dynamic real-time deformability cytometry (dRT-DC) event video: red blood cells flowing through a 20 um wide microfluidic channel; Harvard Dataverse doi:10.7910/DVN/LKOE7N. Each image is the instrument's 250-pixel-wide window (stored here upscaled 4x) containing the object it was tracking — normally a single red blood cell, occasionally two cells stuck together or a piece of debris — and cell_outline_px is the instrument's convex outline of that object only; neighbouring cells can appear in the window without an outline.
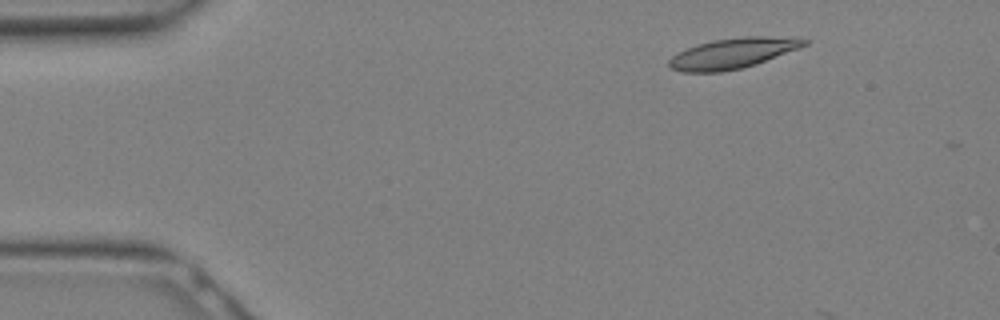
{"species": "Egyptian fruit bat (a non-hibernating species)", "species_latin": "Rousettus aegyptiacus", "temperature_condition": "warm", "stored_images_in_passage": 5, "camera_frame_rate_fps": 3000, "um_per_image_px": 0.085, "animal": {"sex": "female"}, "frame": {"image": 1, "passage_image": 4, "time_ms": 1.0, "image_size_px": [1000, 320], "cell_outline_px": [[808, 44], [800, 48], [756, 64], [740, 68], [720, 72], [680, 72], [668, 68], [668, 60], [676, 52], [696, 44], [712, 40], [744, 36], [800, 36], [808, 40]], "centroid_in_image_um": [62.3, 4.51], "position_along_channel_um": 22.7, "area_um2": 24.51}}